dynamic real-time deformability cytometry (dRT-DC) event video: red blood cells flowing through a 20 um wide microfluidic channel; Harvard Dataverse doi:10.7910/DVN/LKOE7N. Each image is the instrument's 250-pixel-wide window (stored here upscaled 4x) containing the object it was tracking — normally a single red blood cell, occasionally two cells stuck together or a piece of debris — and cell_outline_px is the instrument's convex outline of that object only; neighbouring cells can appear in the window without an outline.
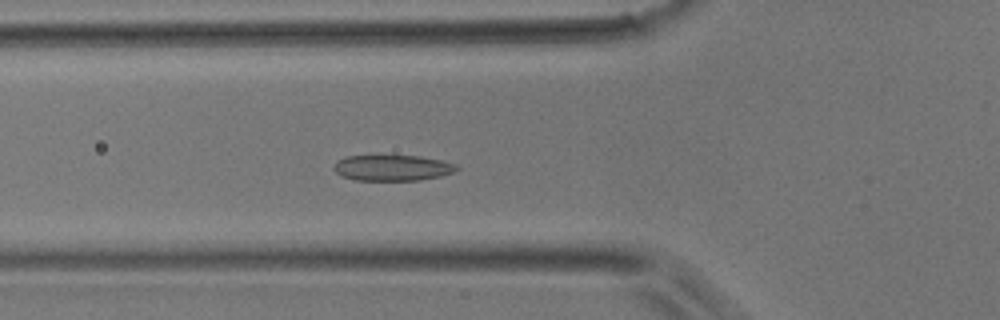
{"species": "common noctule bat (a hibernating species)", "species_latin": "Nyctalus noctula", "temperature_condition": "room temperature", "stored_images_in_passage": 46, "camera_frame_rate_fps": 3000, "um_per_image_px": 0.085, "animal": {"sex": "male", "body_mass_g": 17.9}, "frame": {"image": 1, "passage_image": 16, "time_ms": 5.0, "image_size_px": [1000, 320], "cell_outline_px": [[460, 168], [456, 172], [440, 176], [420, 180], [356, 180], [340, 176], [332, 168], [336, 160], [344, 156], [420, 156], [444, 160], [456, 164]], "centroid_in_image_um": [33.37, 14.26], "position_along_channel_um": 92.4, "area_um2": 18.73}}
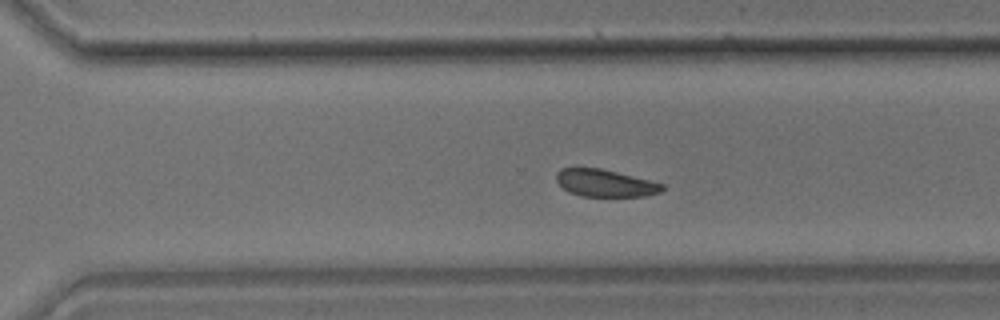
{"frame": {"image": 2, "passage_image": 32, "time_ms": 10.333, "image_size_px": [1000, 320], "cell_outline_px": [[664, 188], [660, 192], [644, 196], [580, 196], [568, 192], [556, 180], [556, 172], [560, 168], [600, 168], [664, 184]], "centroid_in_image_um": [51.4, 15.56], "position_along_channel_um": 319.2, "area_um2": 16.65}}
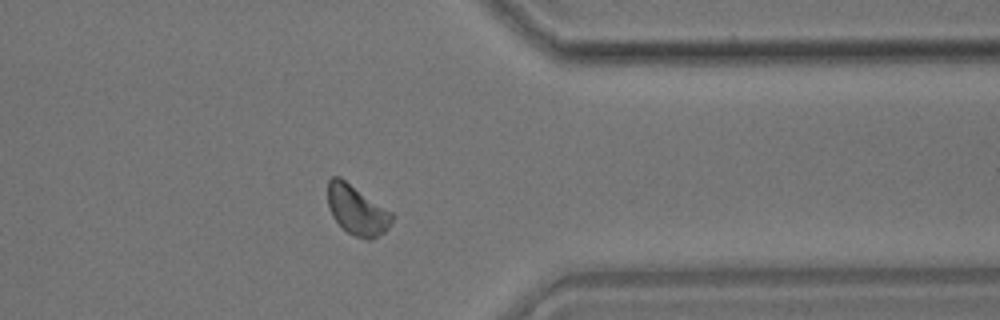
{"frame": {"image": 3, "passage_image": 37, "time_ms": 12.0, "image_size_px": [1000, 320], "cell_outline_px": [[392, 220], [388, 228], [384, 232], [372, 240], [364, 240], [348, 232], [332, 216], [328, 204], [328, 180], [332, 176], [340, 176], [392, 212]], "centroid_in_image_um": [30.34, 17.85], "position_along_channel_um": 381.1, "area_um2": 18.5}}